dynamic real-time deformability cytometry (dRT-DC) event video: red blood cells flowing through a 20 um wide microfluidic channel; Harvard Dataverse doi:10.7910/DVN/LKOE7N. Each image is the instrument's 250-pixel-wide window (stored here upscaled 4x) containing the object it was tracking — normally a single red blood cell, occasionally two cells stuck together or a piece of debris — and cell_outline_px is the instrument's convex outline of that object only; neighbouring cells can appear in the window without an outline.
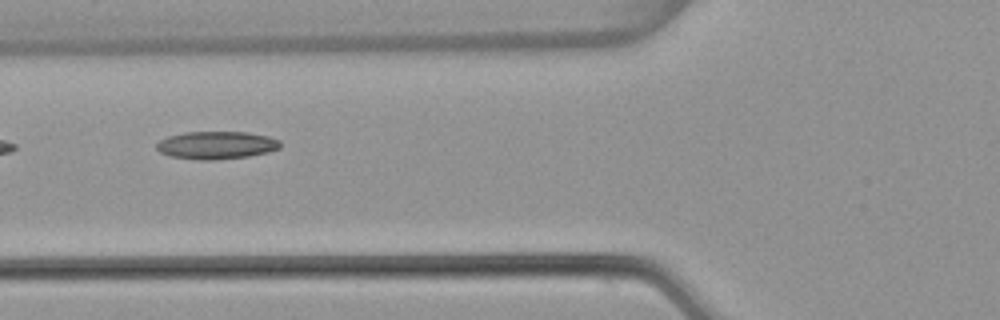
{"species": "common noctule bat (a hibernating species)", "species_latin": "Nyctalus noctula", "temperature_condition": "warm", "stored_images_in_passage": 4, "camera_frame_rate_fps": 3000, "um_per_image_px": 0.085, "animal": {"sex": "female", "body_mass_g": 22.7, "forearm_length_mm": 54.2}, "frame": {"image": 1, "passage_image": 3, "time_ms": 0.667, "image_size_px": [1000, 320], "cell_outline_px": [[280, 148], [268, 152], [248, 156], [216, 160], [200, 160], [168, 156], [160, 152], [156, 148], [156, 144], [160, 140], [168, 136], [184, 132], [244, 132], [268, 136], [280, 140]], "centroid_in_image_um": [18.38, 12.34], "position_along_channel_um": 107.4, "area_um2": 20.06}}
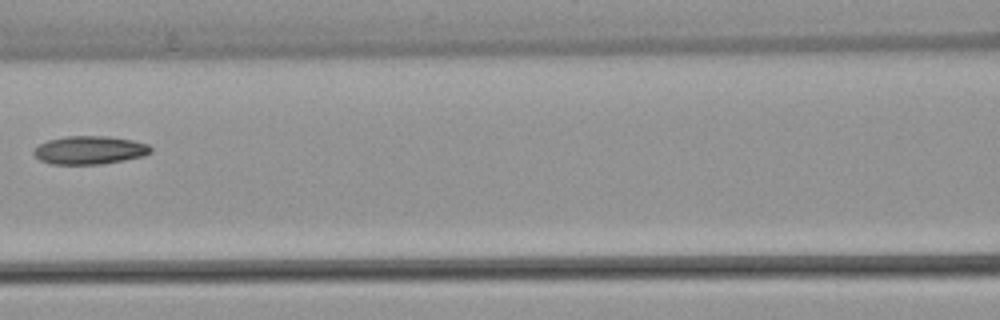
{"frame": {"image": 2, "passage_image": 4, "time_ms": 1.0, "image_size_px": [1000, 320], "cell_outline_px": [[152, 152], [144, 156], [104, 164], [52, 164], [40, 160], [32, 152], [40, 144], [48, 140], [64, 136], [104, 136], [132, 140], [148, 144], [152, 148]], "centroid_in_image_um": [7.64, 12.76], "position_along_channel_um": 159.0, "area_um2": 19.25}}